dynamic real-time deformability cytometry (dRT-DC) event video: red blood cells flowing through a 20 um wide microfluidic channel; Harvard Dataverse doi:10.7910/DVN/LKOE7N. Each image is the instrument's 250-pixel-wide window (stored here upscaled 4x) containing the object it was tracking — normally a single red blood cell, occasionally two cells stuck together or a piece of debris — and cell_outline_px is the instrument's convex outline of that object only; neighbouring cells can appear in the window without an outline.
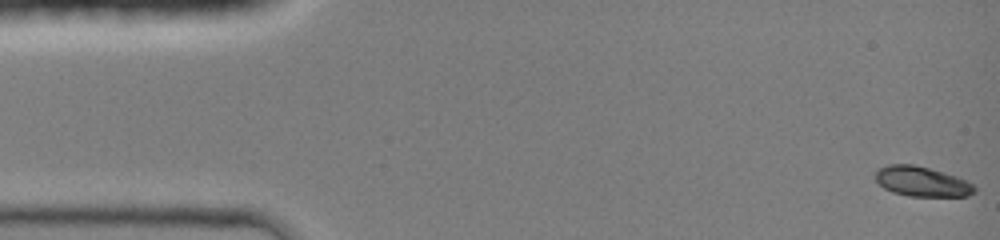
{"species": "common noctule bat (a hibernating species)", "species_latin": "Nyctalus noctula", "temperature_condition": "room temperature", "stored_images_in_passage": 45, "camera_frame_rate_fps": 3000, "um_per_image_px": 0.085, "animal": {"sex": "female", "body_mass_g": 19.0, "forearm_length_mm": 51.5}, "frame": {"image": 1, "passage_image": 1, "time_ms": 0.0, "image_size_px": [1000, 240], "cell_outline_px": [[976, 192], [968, 196], [908, 196], [892, 192], [884, 188], [876, 180], [876, 168], [888, 164], [912, 164], [944, 172], [956, 176], [972, 184], [976, 188]], "centroid_in_image_um": [78.34, 15.43], "position_along_channel_um": 6.7, "area_um2": 17.28}}
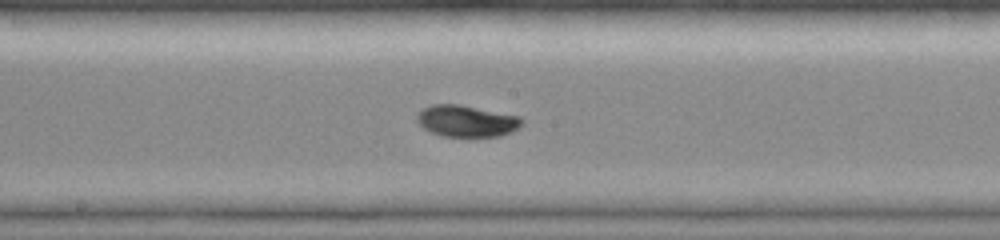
{"frame": {"image": 2, "passage_image": 24, "time_ms": 7.667, "image_size_px": [1000, 240], "cell_outline_px": [[524, 124], [512, 132], [500, 136], [444, 136], [432, 132], [424, 128], [416, 120], [416, 112], [432, 104], [460, 104], [520, 116], [524, 120]], "centroid_in_image_um": [39.68, 10.27], "position_along_channel_um": 208.5, "area_um2": 19.42}}
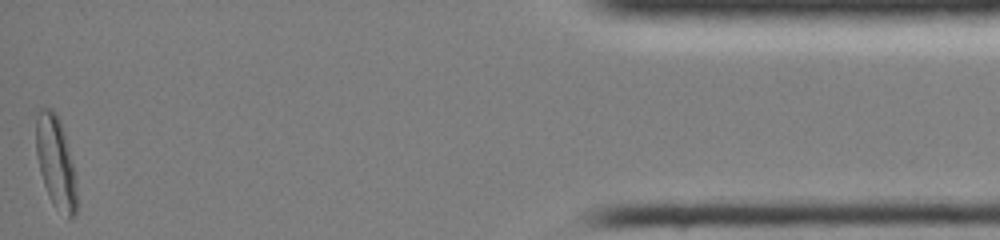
{"frame": {"image": 3, "passage_image": 45, "time_ms": 14.667, "image_size_px": [1000, 240], "cell_outline_px": [[76, 216], [68, 220], [52, 204], [48, 196], [40, 172], [36, 156], [36, 116], [40, 108], [52, 108], [56, 112], [60, 120], [64, 132], [76, 176]], "centroid_in_image_um": [4.74, 13.82], "position_along_channel_um": 430.5, "area_um2": 22.14}, "authors_computed_cell_mechanics": {"area_um2": 18.9584, "velocity_mm_per_s": 4.2624, "shape_relaxation_time_tau1_ms": 4.0802, "shape_relaxation_time_tau2_ms": null, "deformation_change_tau1": 0.1546, "deformation_change_tau2": null}}